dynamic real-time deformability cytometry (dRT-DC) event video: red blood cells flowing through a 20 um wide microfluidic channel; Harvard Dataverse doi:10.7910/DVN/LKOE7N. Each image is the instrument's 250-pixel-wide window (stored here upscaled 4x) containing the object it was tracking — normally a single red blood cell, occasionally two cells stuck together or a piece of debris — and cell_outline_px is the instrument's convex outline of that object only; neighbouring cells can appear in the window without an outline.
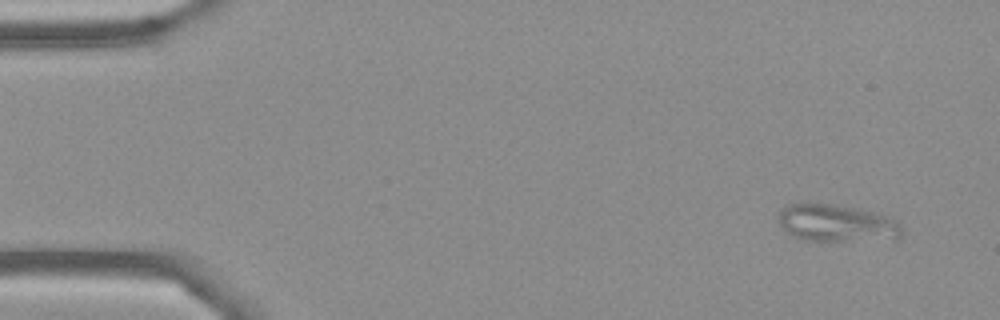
{"species": "Egyptian fruit bat (a non-hibernating species)", "species_latin": "Rousettus aegyptiacus", "temperature_condition": "cold", "stored_images_in_passage": 14, "camera_frame_rate_fps": 3000, "um_per_image_px": 0.085, "frame": {"image": 1, "passage_image": 1, "time_ms": 0.0, "image_size_px": [1000, 320], "cell_outline_px": [[900, 240], [800, 240], [792, 236], [780, 224], [776, 216], [780, 208], [788, 204], [832, 204], [872, 212], [884, 216], [900, 224]], "centroid_in_image_um": [71.06, 18.98], "position_along_channel_um": 13.9, "area_um2": 26.47}}
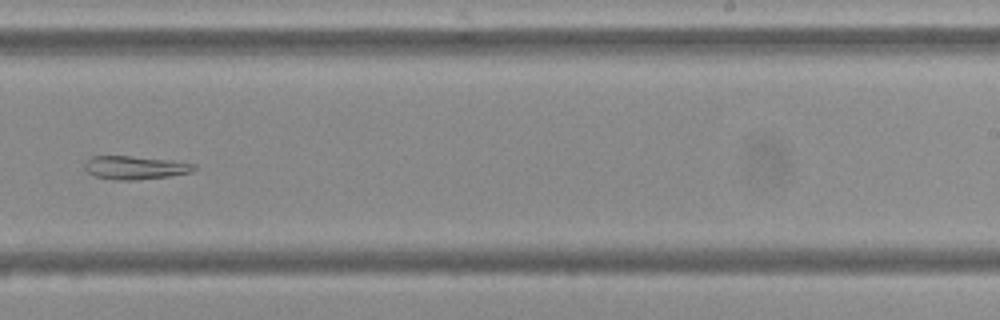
{"frame": {"image": 2, "passage_image": 9, "time_ms": 10.333, "image_size_px": [1000, 320], "cell_outline_px": [[196, 168], [192, 172], [168, 176], [136, 180], [116, 180], [96, 176], [88, 172], [84, 168], [84, 164], [92, 156], [128, 156], [168, 160], [196, 164]], "centroid_in_image_um": [11.48, 14.25], "position_along_channel_um": 277.5, "area_um2": 14.68}}
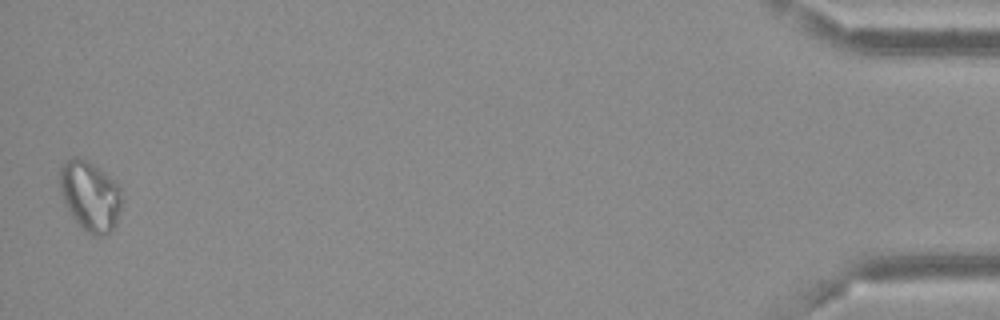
{"frame": {"image": 3, "passage_image": 14, "time_ms": 17.0, "image_size_px": [1000, 320], "cell_outline_px": [[120, 208], [116, 224], [108, 232], [100, 236], [92, 236], [72, 216], [64, 204], [60, 192], [60, 168], [72, 156], [76, 156], [88, 160], [100, 168], [120, 188]], "centroid_in_image_um": [7.63, 16.63], "position_along_channel_um": 427.6, "area_um2": 24.91}}